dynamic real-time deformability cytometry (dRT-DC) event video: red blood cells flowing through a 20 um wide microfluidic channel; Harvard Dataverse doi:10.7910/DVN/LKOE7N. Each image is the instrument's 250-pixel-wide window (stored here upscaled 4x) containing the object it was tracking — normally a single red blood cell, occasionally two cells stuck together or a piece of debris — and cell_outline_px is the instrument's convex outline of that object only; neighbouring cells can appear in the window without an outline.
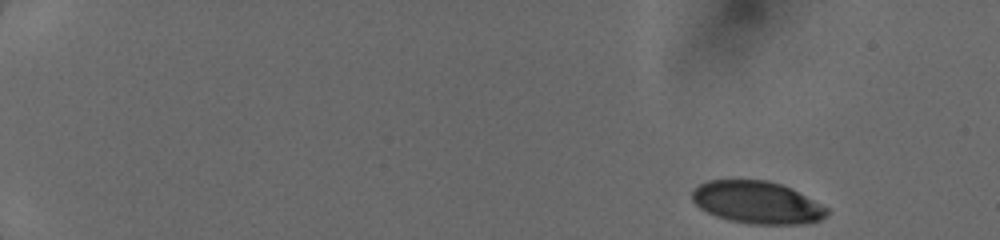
{"species": "human", "species_latin": "Homo sapiens", "temperature_condition": "cold", "stored_images_in_passage": 24, "camera_frame_rate_fps": 3000, "um_per_image_px": 0.085, "donor": {"sex": "female"}, "frame": {"image": 1, "passage_image": 1, "time_ms": 0.0, "image_size_px": [1000, 240], "cell_outline_px": [[828, 216], [820, 220], [804, 224], [748, 224], [728, 220], [716, 216], [700, 208], [692, 200], [692, 192], [700, 184], [708, 180], [768, 180], [780, 184], [828, 208]], "centroid_in_image_um": [64.33, 17.22], "position_along_channel_um": 20.7, "area_um2": 33.0}}
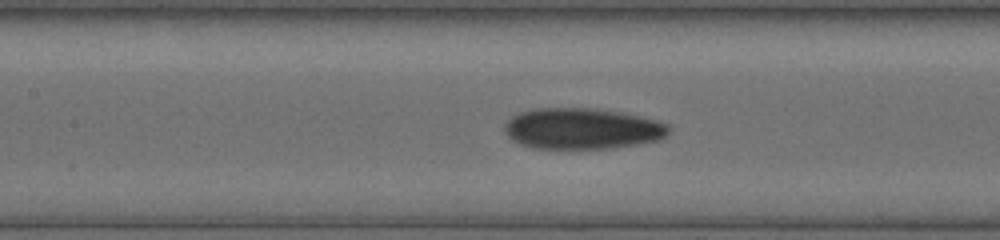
{"frame": {"image": 2, "passage_image": 15, "time_ms": 7.0, "image_size_px": [1000, 240], "cell_outline_px": [[672, 128], [668, 136], [660, 140], [636, 144], [608, 148], [532, 148], [520, 144], [512, 140], [504, 132], [504, 124], [512, 116], [520, 112], [532, 108], [596, 108], [620, 112], [640, 116], [656, 120], [668, 124]], "centroid_in_image_um": [49.49, 10.92], "position_along_channel_um": 157.9, "area_um2": 39.54}}
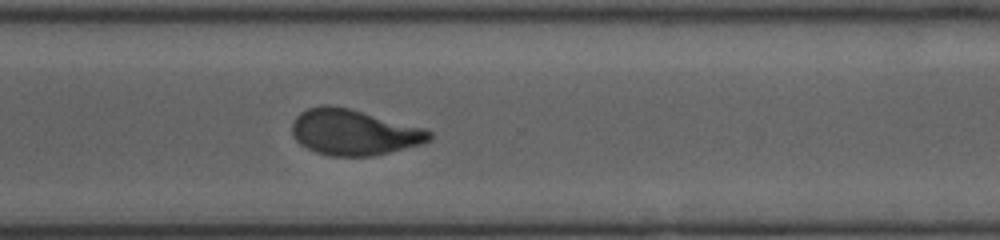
{"frame": {"image": 3, "passage_image": 24, "time_ms": 11.333, "image_size_px": [1000, 240], "cell_outline_px": [[432, 136], [428, 140], [420, 144], [372, 156], [332, 156], [316, 152], [300, 144], [292, 136], [292, 124], [296, 116], [300, 112], [308, 108], [320, 104], [328, 104], [348, 108], [424, 128], [432, 132]], "centroid_in_image_um": [30.02, 11.23], "position_along_channel_um": 340.6, "area_um2": 36.36}}